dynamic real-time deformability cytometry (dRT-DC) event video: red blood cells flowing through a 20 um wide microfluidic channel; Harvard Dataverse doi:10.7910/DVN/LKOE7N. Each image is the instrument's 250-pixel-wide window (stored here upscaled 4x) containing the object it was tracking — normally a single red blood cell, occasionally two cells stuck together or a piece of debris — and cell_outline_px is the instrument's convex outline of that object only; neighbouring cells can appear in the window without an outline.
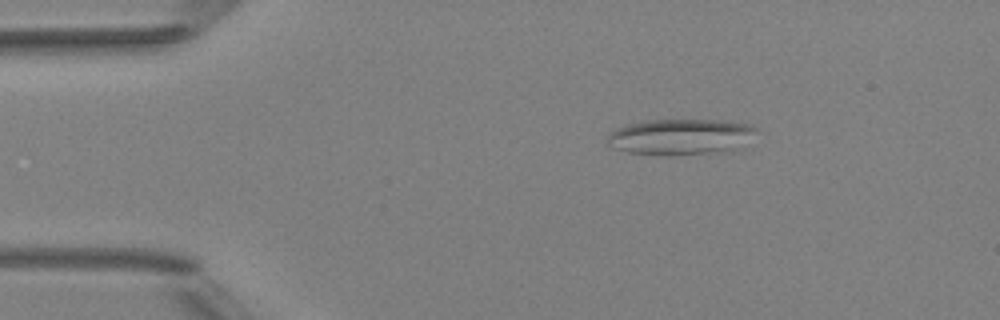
{"species": "Egyptian fruit bat (a non-hibernating species)", "species_latin": "Rousettus aegyptiacus", "temperature_condition": "room temperature", "stored_images_in_passage": 5, "camera_frame_rate_fps": 3000, "um_per_image_px": 0.085, "animal": {"sex": "female"}, "frame": {"image": 1, "passage_image": 1, "time_ms": 0.0, "image_size_px": [1000, 320], "cell_outline_px": [[760, 132], [744, 148], [728, 152], [676, 156], [664, 156], [628, 152], [616, 148], [608, 144], [608, 136], [616, 128], [628, 124], [648, 120], [724, 120], [752, 124], [760, 128]], "centroid_in_image_um": [58.04, 11.65], "position_along_channel_um": 27.0, "area_um2": 32.37}}
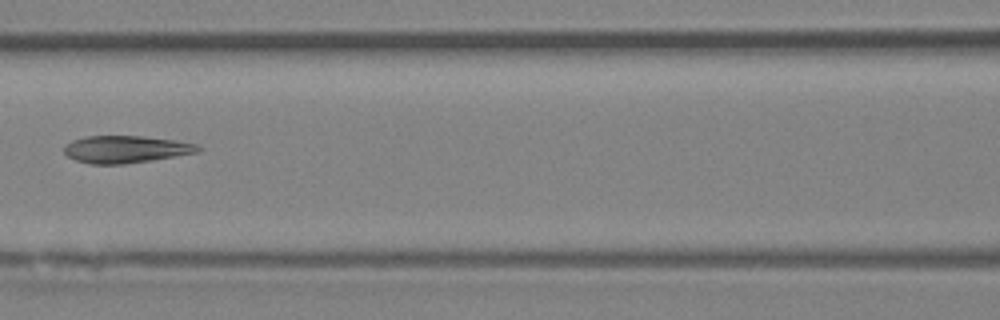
{"frame": {"image": 2, "passage_image": 5, "time_ms": 4.667, "image_size_px": [1000, 320], "cell_outline_px": [[204, 148], [200, 152], [152, 160], [124, 164], [92, 164], [76, 160], [68, 156], [64, 152], [64, 144], [72, 140], [84, 136], [144, 136], [176, 140], [200, 144]], "centroid_in_image_um": [10.74, 12.68], "position_along_channel_um": 155.9, "area_um2": 21.56}}